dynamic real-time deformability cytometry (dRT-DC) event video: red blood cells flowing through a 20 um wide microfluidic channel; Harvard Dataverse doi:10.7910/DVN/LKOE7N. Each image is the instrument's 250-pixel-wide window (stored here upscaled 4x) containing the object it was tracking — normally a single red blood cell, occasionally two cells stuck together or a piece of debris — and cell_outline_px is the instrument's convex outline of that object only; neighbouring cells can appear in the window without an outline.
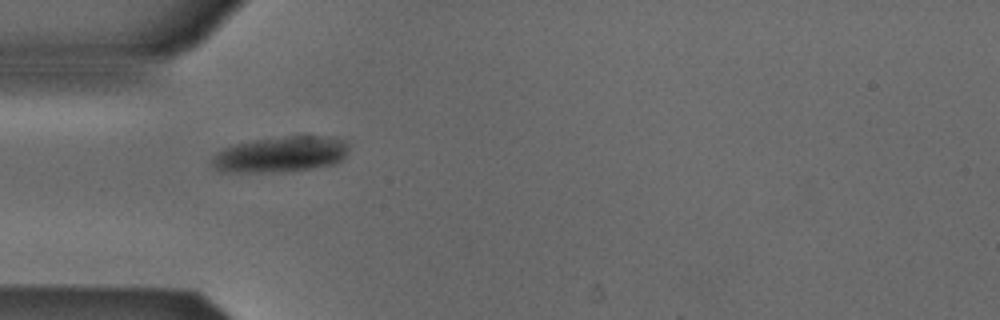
{"species": "Egyptian fruit bat (a non-hibernating species)", "species_latin": "Rousettus aegyptiacus", "temperature_condition": "cold", "stored_images_in_passage": 1, "camera_frame_rate_fps": 3000, "um_per_image_px": 0.085, "animal": {"sex": "male"}, "frame": {"image": 1, "passage_image": 1, "time_ms": 0.0, "image_size_px": [1000, 320], "cell_outline_px": [[348, 148], [344, 156], [336, 164], [312, 168], [264, 172], [220, 172], [212, 164], [212, 156], [216, 152], [224, 148], [236, 144], [256, 140], [284, 136], [336, 136], [344, 140], [348, 144]], "centroid_in_image_um": [23.86, 13.11], "position_along_channel_um": 61.1, "area_um2": 28.38}}